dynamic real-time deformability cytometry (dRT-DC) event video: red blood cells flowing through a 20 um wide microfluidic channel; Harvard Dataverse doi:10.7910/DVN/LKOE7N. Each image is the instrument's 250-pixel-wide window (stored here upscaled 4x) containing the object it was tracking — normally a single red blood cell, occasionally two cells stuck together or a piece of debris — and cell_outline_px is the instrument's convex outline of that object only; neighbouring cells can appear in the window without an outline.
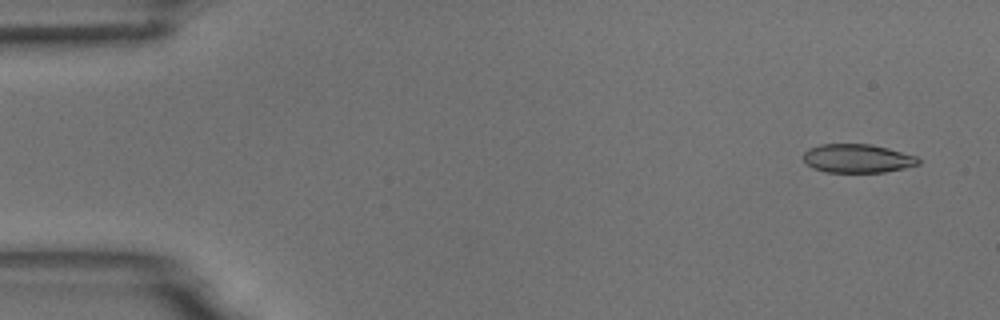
{"species": "common noctule bat (a hibernating species)", "species_latin": "Nyctalus noctula", "temperature_condition": "room temperature", "stored_images_in_passage": 5, "camera_frame_rate_fps": 3000, "um_per_image_px": 0.085, "animal": {"sex": "male", "body_mass_g": 18.8}, "frame": {"image": 1, "passage_image": 1, "time_ms": 0.0, "image_size_px": [1000, 320], "cell_outline_px": [[920, 164], [904, 168], [884, 172], [824, 172], [812, 168], [804, 160], [804, 152], [808, 148], [820, 144], [872, 144], [888, 148], [916, 156], [920, 160]], "centroid_in_image_um": [72.87, 13.46], "position_along_channel_um": 12.1, "area_um2": 19.25}}
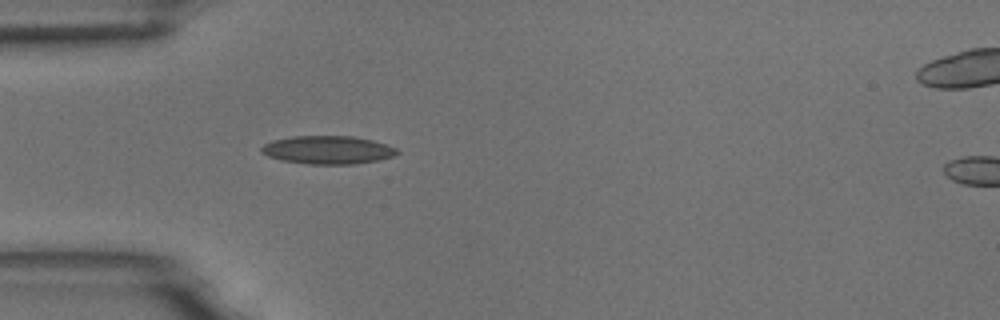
{"frame": {"image": 2, "passage_image": 4, "time_ms": 1.0, "image_size_px": [1000, 320], "cell_outline_px": [[400, 152], [392, 156], [376, 160], [356, 164], [308, 164], [280, 160], [268, 156], [260, 152], [260, 148], [264, 144], [272, 140], [292, 136], [352, 136], [372, 140], [396, 148]], "centroid_in_image_um": [27.81, 12.74], "position_along_channel_um": 57.2, "area_um2": 22.25}}